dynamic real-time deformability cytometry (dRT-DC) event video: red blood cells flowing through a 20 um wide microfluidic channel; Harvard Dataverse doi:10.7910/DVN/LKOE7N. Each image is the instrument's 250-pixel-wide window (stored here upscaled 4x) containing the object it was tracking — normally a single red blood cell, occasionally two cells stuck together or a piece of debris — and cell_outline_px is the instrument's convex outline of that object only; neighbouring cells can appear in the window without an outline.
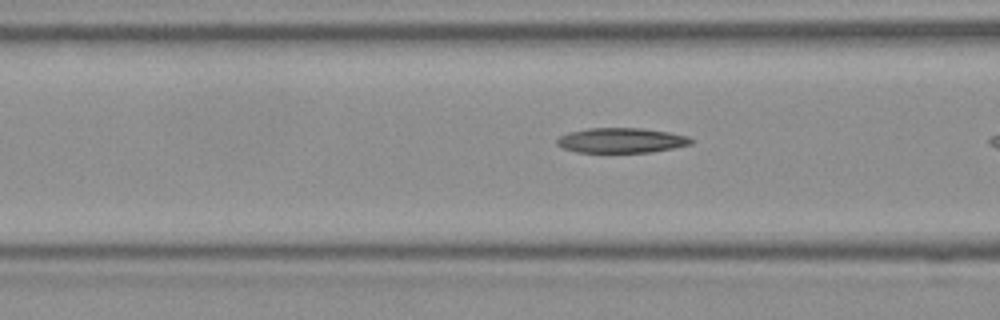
{"species": "Egyptian fruit bat (a non-hibernating species)", "species_latin": "Rousettus aegyptiacus", "temperature_condition": "room temperature", "stored_images_in_passage": 5, "camera_frame_rate_fps": 3000, "um_per_image_px": 0.085, "frame": {"image": 1, "passage_image": 4, "time_ms": 1.0, "image_size_px": [1000, 320], "cell_outline_px": [[696, 140], [692, 144], [652, 152], [576, 152], [564, 148], [556, 144], [556, 140], [560, 136], [568, 132], [588, 128], [644, 128], [672, 132], [688, 136]], "centroid_in_image_um": [52.85, 11.92], "position_along_channel_um": 113.7, "area_um2": 19.71}}